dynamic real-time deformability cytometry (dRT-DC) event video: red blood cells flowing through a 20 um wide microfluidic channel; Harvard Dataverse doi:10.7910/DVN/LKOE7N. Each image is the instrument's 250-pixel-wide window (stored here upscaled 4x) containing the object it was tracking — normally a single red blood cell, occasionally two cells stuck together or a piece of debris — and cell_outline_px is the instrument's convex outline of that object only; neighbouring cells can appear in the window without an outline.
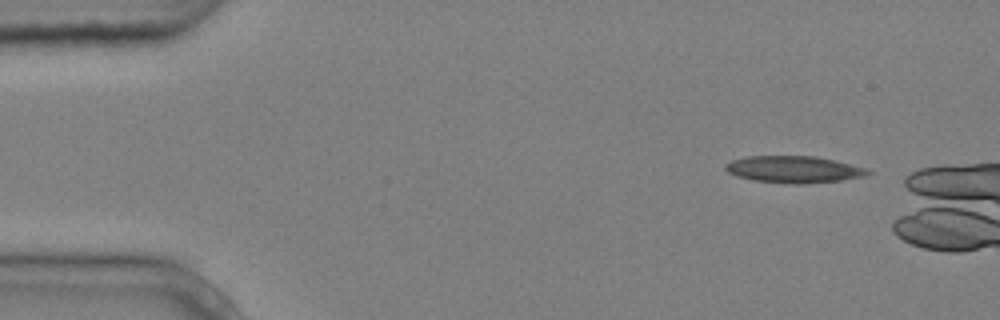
{"species": "common noctule bat (a hibernating species)", "species_latin": "Nyctalus noctula", "temperature_condition": "cold", "stored_images_in_passage": 3, "camera_frame_rate_fps": 3000, "um_per_image_px": 0.085, "animal": {"sex": "male", "body_mass_g": 20.4}, "frame": {"image": 1, "passage_image": 1, "time_ms": 0.0, "image_size_px": [1000, 320], "cell_outline_px": [[872, 172], [868, 176], [840, 180], [800, 184], [792, 184], [752, 180], [736, 176], [728, 172], [724, 168], [724, 164], [732, 160], [744, 156], [816, 156], [836, 160], [868, 168]], "centroid_in_image_um": [67.49, 14.39], "position_along_channel_um": 17.5, "area_um2": 22.54}}